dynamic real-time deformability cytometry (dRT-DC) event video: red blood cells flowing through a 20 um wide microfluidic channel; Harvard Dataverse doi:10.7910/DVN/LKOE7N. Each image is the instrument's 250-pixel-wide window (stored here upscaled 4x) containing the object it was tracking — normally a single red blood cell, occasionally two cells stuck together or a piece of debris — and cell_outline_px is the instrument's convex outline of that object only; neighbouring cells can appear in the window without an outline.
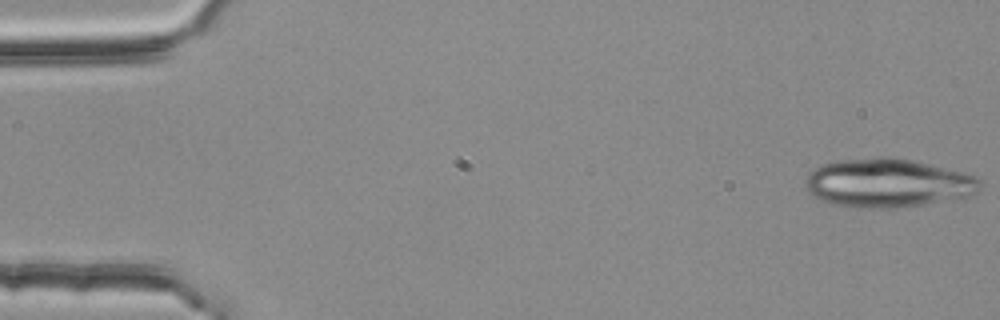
{"species": "common noctule bat (a hibernating species)", "species_latin": "Nyctalus noctula", "temperature_condition": "room temperature", "stored_images_in_passage": 16, "camera_frame_rate_fps": 3000, "um_per_image_px": 0.085, "animal": {"sex": "female", "body_mass_g": 25.1}, "frame": {"image": 1, "passage_image": 1, "time_ms": 0.0, "image_size_px": [1000, 320], "cell_outline_px": [[980, 192], [968, 196], [924, 204], [892, 208], [880, 208], [832, 204], [820, 200], [808, 192], [804, 184], [804, 180], [808, 172], [820, 164], [840, 160], [880, 156], [892, 156], [964, 172], [976, 176], [980, 180]], "centroid_in_image_um": [75.43, 15.53], "position_along_channel_um": 9.6, "area_um2": 49.65}}